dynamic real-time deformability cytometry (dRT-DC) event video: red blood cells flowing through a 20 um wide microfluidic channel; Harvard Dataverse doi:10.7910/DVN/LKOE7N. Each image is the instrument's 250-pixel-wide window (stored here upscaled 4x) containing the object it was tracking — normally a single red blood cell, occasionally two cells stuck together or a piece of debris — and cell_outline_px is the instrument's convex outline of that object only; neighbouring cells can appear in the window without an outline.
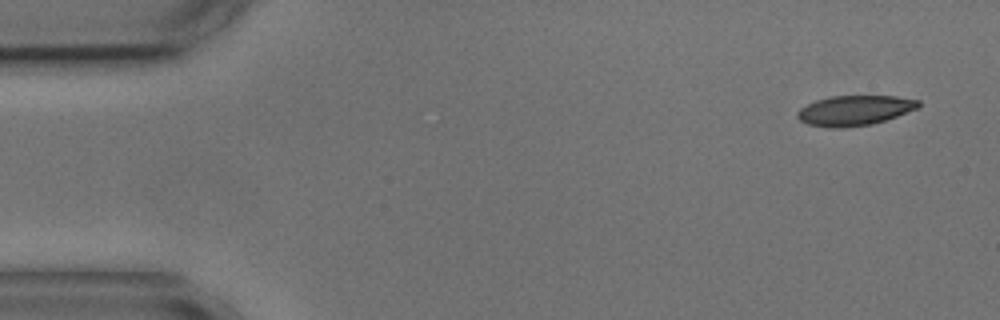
{"species": "common noctule bat (a hibernating species)", "species_latin": "Nyctalus noctula", "temperature_condition": "cold", "stored_images_in_passage": 4, "camera_frame_rate_fps": 3000, "um_per_image_px": 0.085, "animal": {"sex": "male", "body_mass_g": 17.9, "forearm_length_mm": 54.2}, "frame": {"image": 1, "passage_image": 1, "time_ms": 0.0, "image_size_px": [1000, 320], "cell_outline_px": [[920, 108], [872, 124], [840, 128], [828, 128], [808, 124], [800, 120], [796, 116], [796, 112], [800, 108], [816, 100], [832, 96], [896, 96], [920, 100]], "centroid_in_image_um": [72.64, 9.39], "position_along_channel_um": 12.4, "area_um2": 21.21}}
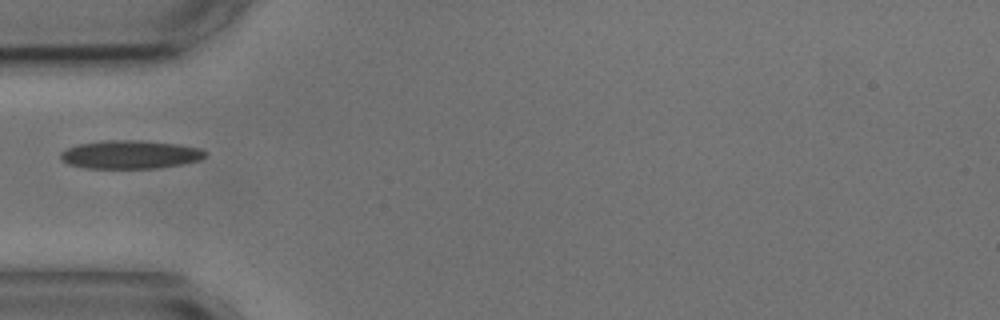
{"frame": {"image": 2, "passage_image": 4, "time_ms": 4.667, "image_size_px": [1000, 320], "cell_outline_px": [[208, 152], [200, 160], [180, 164], [156, 168], [88, 168], [68, 164], [60, 160], [60, 152], [68, 148], [80, 144], [104, 140], [144, 140], [176, 144], [200, 148]], "centroid_in_image_um": [11.05, 13.13], "position_along_channel_um": 73.9, "area_um2": 23.87}}